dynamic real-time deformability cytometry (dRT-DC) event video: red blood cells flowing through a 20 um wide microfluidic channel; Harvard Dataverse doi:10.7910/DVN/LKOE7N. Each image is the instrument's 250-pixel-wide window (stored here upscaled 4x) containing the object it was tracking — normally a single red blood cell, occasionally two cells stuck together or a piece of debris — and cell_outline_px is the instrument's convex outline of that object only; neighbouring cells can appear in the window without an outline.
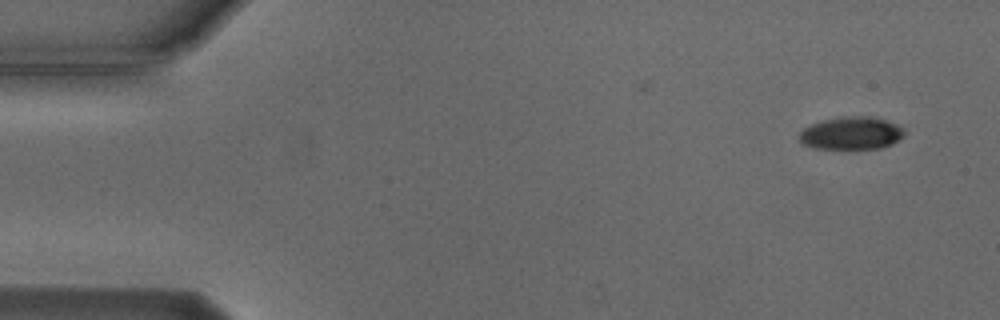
{"species": "Egyptian fruit bat (a non-hibernating species)", "species_latin": "Rousettus aegyptiacus", "temperature_condition": "cold", "stored_images_in_passage": 2, "camera_frame_rate_fps": 3000, "um_per_image_px": 0.085, "animal": {"sex": "male"}, "frame": {"image": 1, "passage_image": 2, "time_ms": 1.333, "image_size_px": [1000, 320], "cell_outline_px": [[904, 136], [900, 140], [892, 144], [880, 148], [816, 148], [804, 144], [800, 140], [800, 132], [804, 128], [812, 124], [824, 120], [840, 116], [868, 116], [884, 120], [896, 124], [904, 128]], "centroid_in_image_um": [72.4, 11.31], "position_along_channel_um": 12.6, "area_um2": 19.83}}